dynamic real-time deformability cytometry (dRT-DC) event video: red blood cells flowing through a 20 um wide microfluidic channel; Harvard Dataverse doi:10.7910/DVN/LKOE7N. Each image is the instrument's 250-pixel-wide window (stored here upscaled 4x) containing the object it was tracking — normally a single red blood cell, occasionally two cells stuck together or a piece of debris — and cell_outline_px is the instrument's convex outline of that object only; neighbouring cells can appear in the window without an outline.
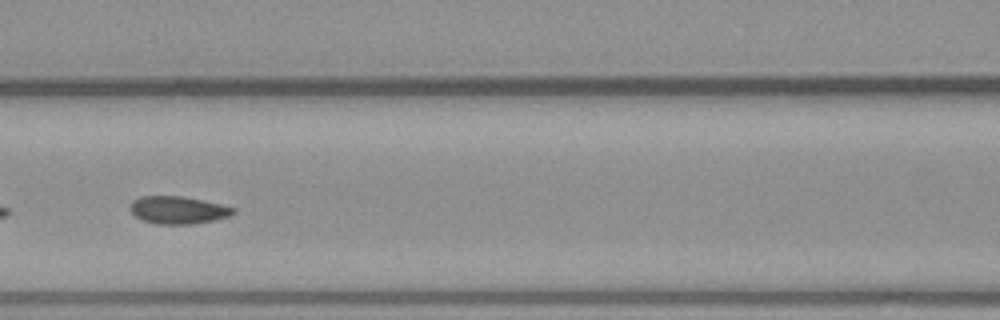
{"species": "common noctule bat (a hibernating species)", "species_latin": "Nyctalus noctula", "temperature_condition": "warm", "stored_images_in_passage": 37, "segment_of_instrument_passage": [2, 2], "camera_frame_rate_fps": 3000, "um_per_image_px": 0.085, "animal": {"sex": "male", "body_mass_g": 23.1, "forearm_length_mm": 52.7}, "frame": {"image": 1, "passage_image": 23, "time_ms": 7.333, "image_size_px": [1000, 320], "cell_outline_px": [[236, 212], [228, 216], [216, 220], [192, 224], [156, 224], [144, 220], [136, 216], [128, 208], [132, 200], [140, 196], [180, 196], [220, 204], [236, 208]], "centroid_in_image_um": [15.12, 17.85], "position_along_channel_um": 151.5, "area_um2": 16.53}}